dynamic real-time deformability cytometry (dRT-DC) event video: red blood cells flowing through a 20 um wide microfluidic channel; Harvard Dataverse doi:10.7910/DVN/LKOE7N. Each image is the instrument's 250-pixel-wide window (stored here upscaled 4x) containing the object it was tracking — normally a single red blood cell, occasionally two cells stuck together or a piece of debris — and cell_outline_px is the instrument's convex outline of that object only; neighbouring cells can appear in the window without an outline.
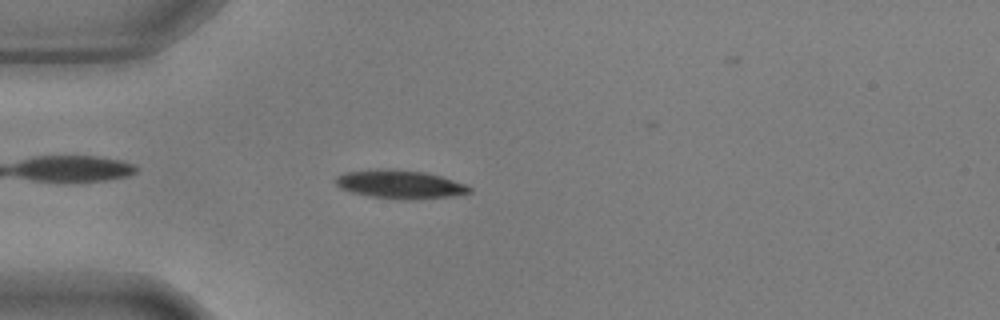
{"species": "common noctule bat (a hibernating species)", "species_latin": "Nyctalus noctula", "temperature_condition": "warm", "stored_images_in_passage": 37, "camera_frame_rate_fps": 3000, "um_per_image_px": 0.085, "animal": {"sex": "male", "body_mass_g": 17.9, "forearm_length_mm": 54.2}, "frame": {"image": 1, "passage_image": 4, "time_ms": 1.0, "image_size_px": [1000, 320], "cell_outline_px": [[472, 192], [452, 196], [412, 200], [404, 200], [368, 196], [352, 192], [340, 188], [336, 184], [336, 176], [344, 172], [384, 168], [388, 168], [424, 172], [440, 176], [464, 184], [472, 188]], "centroid_in_image_um": [33.98, 15.67], "position_along_channel_um": 51.0, "area_um2": 22.25}}
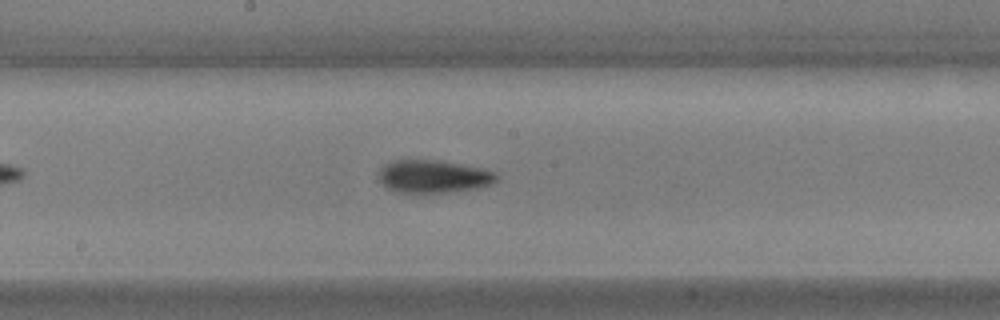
{"frame": {"image": 2, "passage_image": 18, "time_ms": 5.667, "image_size_px": [1000, 320], "cell_outline_px": [[500, 180], [496, 184], [480, 188], [416, 196], [396, 192], [380, 184], [380, 168], [384, 164], [396, 160], [436, 160], [484, 168], [496, 172], [500, 176]], "centroid_in_image_um": [36.89, 15.05], "position_along_channel_um": 211.3, "area_um2": 23.58}}
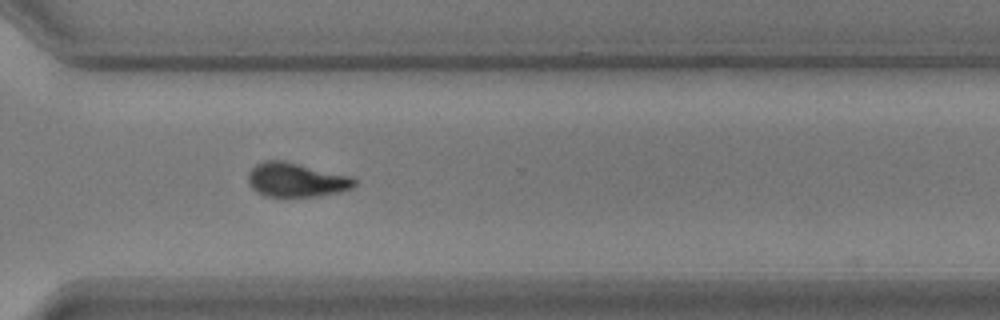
{"frame": {"image": 3, "passage_image": 29, "time_ms": 9.333, "image_size_px": [1000, 320], "cell_outline_px": [[356, 184], [352, 188], [340, 192], [316, 196], [264, 196], [256, 192], [248, 184], [248, 172], [256, 164], [264, 160], [284, 160], [352, 176], [356, 180]], "centroid_in_image_um": [25.17, 15.28], "position_along_channel_um": 345.4, "area_um2": 21.33}, "authors_computed_cell_mechanics": {"area_um2": 22.253, "velocity_mm_per_s": 3.6605, "shape_relaxation_time_tau1_ms": 3.5161, "shape_relaxation_time_tau2_ms": 3.9673, "deformation_change_tau1": 0.1541, "deformation_change_tau2": 0.0978}}